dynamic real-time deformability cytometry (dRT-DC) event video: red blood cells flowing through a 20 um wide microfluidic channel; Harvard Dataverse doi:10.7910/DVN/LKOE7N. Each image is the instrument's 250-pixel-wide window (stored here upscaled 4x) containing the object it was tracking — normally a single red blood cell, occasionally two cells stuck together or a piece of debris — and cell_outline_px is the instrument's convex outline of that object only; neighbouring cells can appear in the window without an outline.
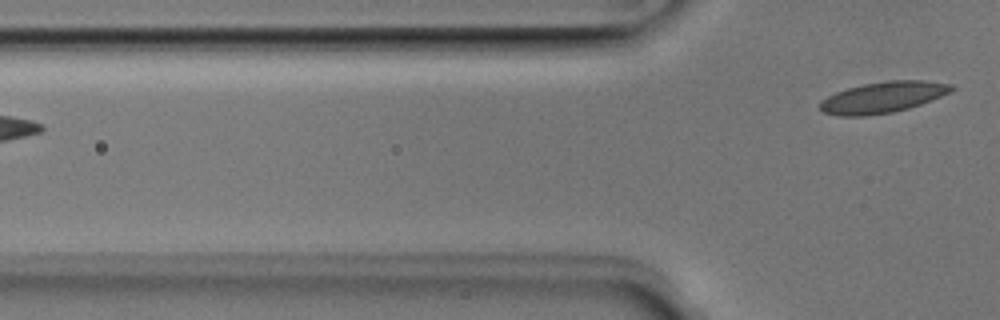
{"species": "Egyptian fruit bat (a non-hibernating species)", "species_latin": "Rousettus aegyptiacus", "temperature_condition": "room temperature", "stored_images_in_passage": 4, "camera_frame_rate_fps": 3000, "um_per_image_px": 0.085, "animal": {"sex": "male"}, "frame": {"image": 1, "passage_image": 4, "time_ms": 1.0, "image_size_px": [1000, 320], "cell_outline_px": [[956, 88], [940, 96], [920, 104], [908, 108], [892, 112], [864, 116], [836, 116], [824, 112], [820, 108], [820, 100], [836, 92], [848, 88], [864, 84], [888, 80], [924, 80], [952, 84]], "centroid_in_image_um": [75.02, 8.27], "position_along_channel_um": 50.8, "area_um2": 23.64}}